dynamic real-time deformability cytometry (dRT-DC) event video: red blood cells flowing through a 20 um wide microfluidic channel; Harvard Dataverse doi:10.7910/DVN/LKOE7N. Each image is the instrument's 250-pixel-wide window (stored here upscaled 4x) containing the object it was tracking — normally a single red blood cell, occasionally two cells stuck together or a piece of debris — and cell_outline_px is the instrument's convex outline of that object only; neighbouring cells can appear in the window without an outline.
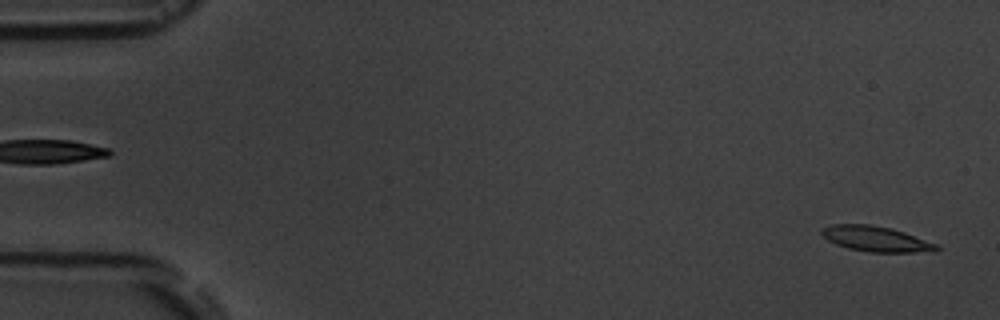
{"species": "common noctule bat (a hibernating species)", "species_latin": "Nyctalus noctula", "temperature_condition": "room temperature", "stored_images_in_passage": 5, "segment_of_instrument_passage": [2, 2], "camera_frame_rate_fps": 3000, "um_per_image_px": 0.085, "animal": {"sex": "male", "body_mass_g": 19.5, "forearm_length_mm": 54.6}, "frame": {"image": 1, "passage_image": 5, "time_ms": 5.333, "image_size_px": [1000, 320], "cell_outline_px": [[940, 248], [936, 252], [868, 252], [848, 248], [836, 244], [828, 240], [820, 232], [820, 228], [832, 224], [868, 224], [892, 228], [904, 232], [936, 244]], "centroid_in_image_um": [74.44, 20.3], "position_along_channel_um": 10.6, "area_um2": 16.99}}